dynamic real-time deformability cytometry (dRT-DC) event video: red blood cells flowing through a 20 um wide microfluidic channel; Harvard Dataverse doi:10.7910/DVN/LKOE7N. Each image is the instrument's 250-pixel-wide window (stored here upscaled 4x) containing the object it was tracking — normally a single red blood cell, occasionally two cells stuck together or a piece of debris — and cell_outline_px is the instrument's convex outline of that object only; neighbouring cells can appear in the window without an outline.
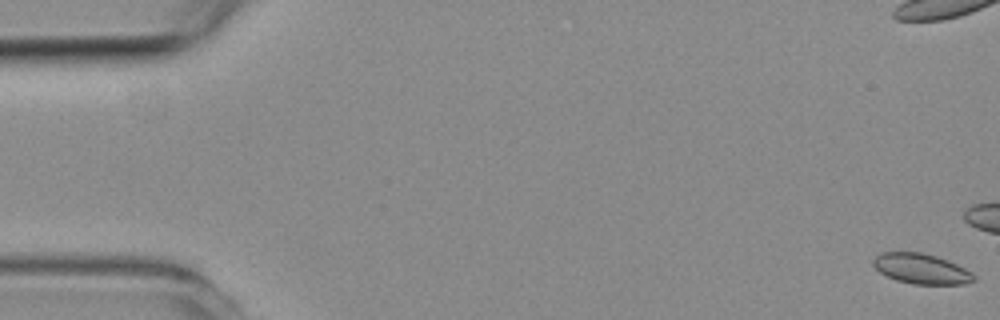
{"species": "common noctule bat (a hibernating species)", "species_latin": "Nyctalus noctula", "temperature_condition": "room temperature", "stored_images_in_passage": 9, "camera_frame_rate_fps": 3000, "um_per_image_px": 0.085, "animal": {"sex": "female", "body_mass_g": 19.3, "forearm_length_mm": 54.1}, "frame": {"image": 1, "passage_image": 1, "time_ms": 0.0, "image_size_px": [1000, 320], "cell_outline_px": [[976, 280], [964, 284], [912, 284], [896, 280], [880, 272], [872, 264], [872, 260], [880, 252], [920, 252], [936, 256], [948, 260], [972, 272], [976, 276]], "centroid_in_image_um": [78.31, 22.84], "position_along_channel_um": 6.7, "area_um2": 17.74}}
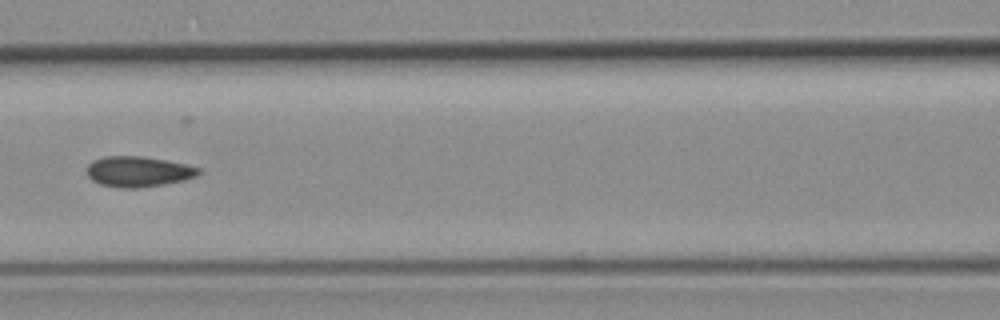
{"frame": {"image": 2, "passage_image": 9, "time_ms": 9.0, "image_size_px": [1000, 320], "cell_outline_px": [[200, 172], [196, 176], [184, 180], [164, 184], [140, 188], [120, 188], [100, 184], [92, 180], [88, 176], [84, 168], [92, 160], [104, 156], [140, 156], [164, 160], [184, 164], [200, 168]], "centroid_in_image_um": [11.69, 14.59], "position_along_channel_um": 154.9, "area_um2": 19.94}}